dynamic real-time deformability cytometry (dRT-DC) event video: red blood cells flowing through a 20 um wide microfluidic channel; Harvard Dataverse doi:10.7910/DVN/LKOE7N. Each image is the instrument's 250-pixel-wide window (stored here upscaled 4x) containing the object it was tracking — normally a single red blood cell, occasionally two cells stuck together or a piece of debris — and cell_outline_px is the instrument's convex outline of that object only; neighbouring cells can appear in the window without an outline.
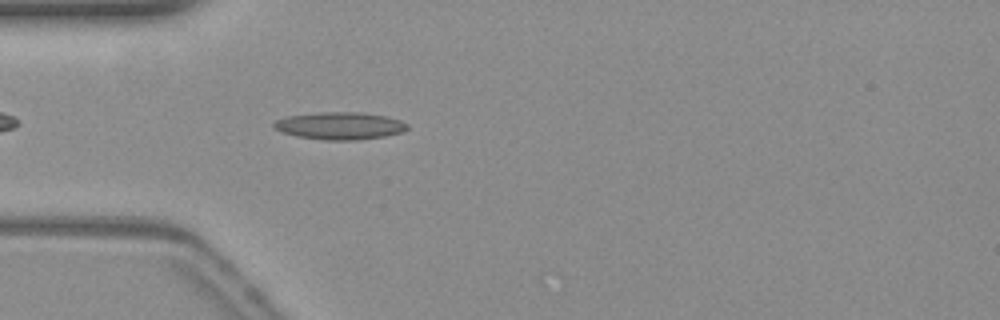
{"species": "common noctule bat (a hibernating species)", "species_latin": "Nyctalus noctula", "temperature_condition": "warm", "stored_images_in_passage": 40, "camera_frame_rate_fps": 3000, "um_per_image_px": 0.085, "animal": {"sex": "female", "body_mass_g": 19.3, "forearm_length_mm": 54.1}, "frame": {"image": 1, "passage_image": 2, "time_ms": 0.333, "image_size_px": [1000, 320], "cell_outline_px": [[408, 128], [400, 132], [384, 136], [360, 140], [324, 140], [296, 136], [284, 132], [276, 128], [272, 124], [276, 120], [288, 116], [324, 112], [360, 112], [384, 116], [400, 120], [408, 124]], "centroid_in_image_um": [28.9, 10.69], "position_along_channel_um": 56.1, "area_um2": 21.04}}
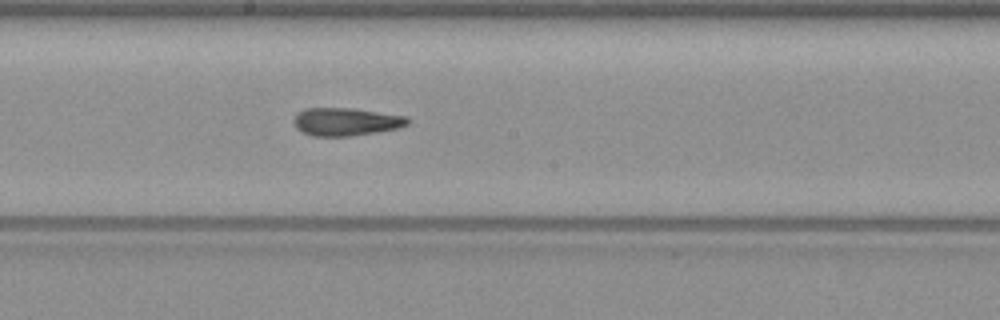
{"frame": {"image": 2, "passage_image": 15, "time_ms": 4.667, "image_size_px": [1000, 320], "cell_outline_px": [[408, 124], [400, 128], [352, 136], [312, 136], [296, 128], [296, 112], [304, 108], [352, 108], [408, 116]], "centroid_in_image_um": [29.44, 10.34], "position_along_channel_um": 218.8, "area_um2": 18.5}}
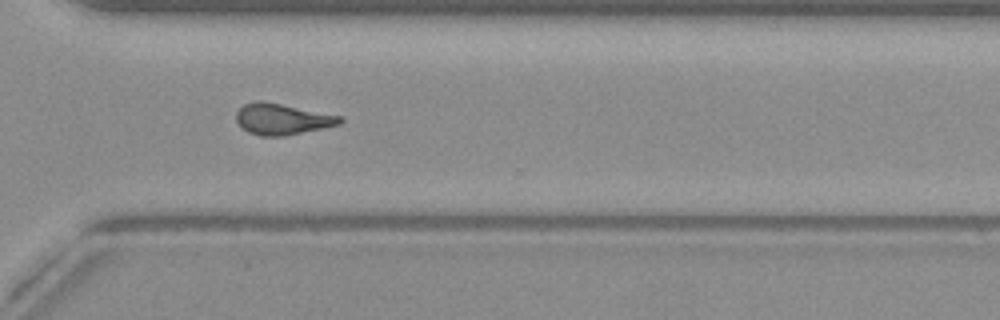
{"frame": {"image": 3, "passage_image": 25, "time_ms": 8.0, "image_size_px": [1000, 320], "cell_outline_px": [[344, 120], [340, 124], [324, 128], [284, 136], [260, 136], [248, 132], [236, 120], [236, 112], [244, 104], [256, 100], [260, 100], [340, 116]], "centroid_in_image_um": [23.97, 10.13], "position_along_channel_um": 346.6, "area_um2": 18.55}, "authors_computed_cell_mechanics": {"area_um2": 18.6116, "velocity_mm_per_s": 3.8478, "shape_relaxation_time_tau1_ms": 8.9788, "shape_relaxation_time_tau2_ms": 4.787, "deformation_change_tau1": 0.2374, "deformation_change_tau2": 0.1437}}